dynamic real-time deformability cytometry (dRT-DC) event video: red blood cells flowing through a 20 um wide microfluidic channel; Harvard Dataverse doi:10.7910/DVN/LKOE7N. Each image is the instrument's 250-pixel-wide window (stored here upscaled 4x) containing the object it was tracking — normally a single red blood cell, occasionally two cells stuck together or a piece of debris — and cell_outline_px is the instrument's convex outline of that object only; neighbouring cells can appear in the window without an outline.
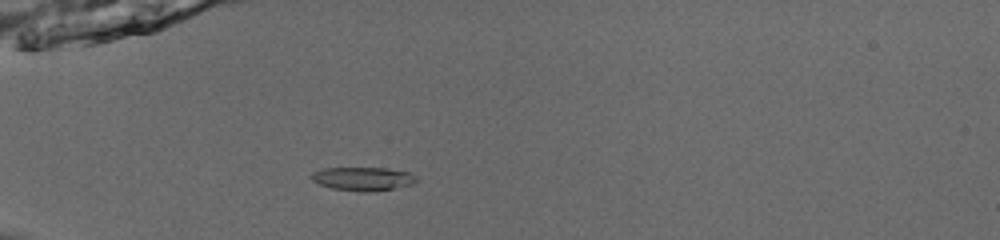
{"species": "common noctule bat (a hibernating species)", "species_latin": "Nyctalus noctula", "temperature_condition": "room temperature", "stored_images_in_passage": 41, "camera_frame_rate_fps": 3000, "um_per_image_px": 0.085, "animal": {"sex": "male", "body_mass_g": 13.0, "forearm_length_mm": 53.1}, "frame": {"image": 1, "passage_image": 6, "time_ms": 1.667, "image_size_px": [1000, 240], "cell_outline_px": [[416, 180], [412, 184], [392, 188], [332, 188], [320, 184], [312, 180], [312, 172], [324, 168], [384, 168], [408, 172], [416, 176]], "centroid_in_image_um": [30.82, 15.13], "position_along_channel_um": 54.2, "area_um2": 13.18}}
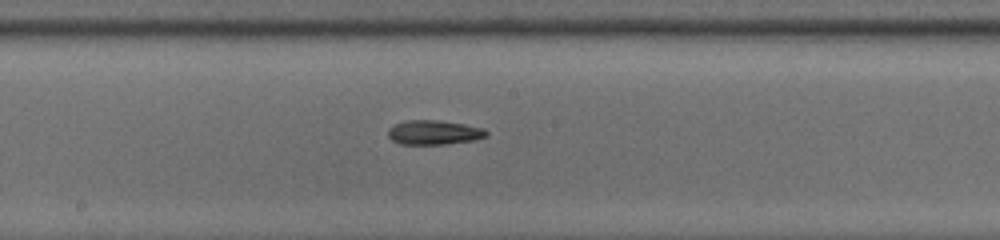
{"frame": {"image": 2, "passage_image": 19, "time_ms": 6.0, "image_size_px": [1000, 240], "cell_outline_px": [[488, 136], [472, 140], [444, 144], [400, 144], [392, 140], [388, 136], [388, 128], [392, 124], [408, 120], [436, 120], [464, 124], [484, 128], [488, 132]], "centroid_in_image_um": [36.86, 11.25], "position_along_channel_um": 211.3, "area_um2": 13.99}}
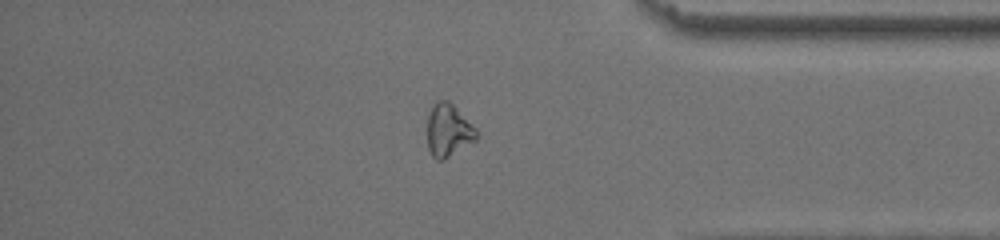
{"frame": {"image": 3, "passage_image": 34, "time_ms": 11.0, "image_size_px": [1000, 240], "cell_outline_px": [[476, 140], [444, 160], [436, 160], [432, 156], [428, 148], [428, 116], [432, 104], [440, 100], [448, 100], [476, 128]], "centroid_in_image_um": [38.09, 11.09], "position_along_channel_um": 397.1, "area_um2": 14.97}, "authors_computed_cell_mechanics": {"area_um2": 14.1032, "velocity_mm_per_s": 3.9695, "shape_relaxation_time_tau1_ms": 3.1989, "shape_relaxation_time_tau2_ms": null, "deformation_change_tau1": 0.1268, "deformation_change_tau2": null}}